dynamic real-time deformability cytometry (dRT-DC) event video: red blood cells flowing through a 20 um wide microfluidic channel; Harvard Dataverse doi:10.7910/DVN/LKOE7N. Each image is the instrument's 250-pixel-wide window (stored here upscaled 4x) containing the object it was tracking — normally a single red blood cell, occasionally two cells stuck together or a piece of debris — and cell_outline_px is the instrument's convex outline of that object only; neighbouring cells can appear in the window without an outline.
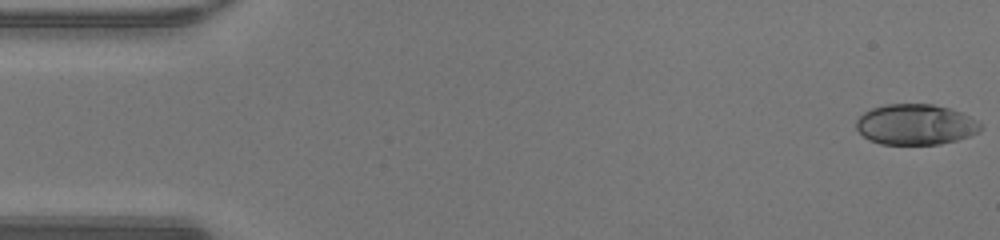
{"species": "human", "species_latin": "Homo sapiens", "temperature_condition": "warm", "stored_images_in_passage": 47, "camera_frame_rate_fps": 3000, "um_per_image_px": 0.085, "donor": {"sex": "male"}, "frame": {"image": 1, "passage_image": 1, "time_ms": 0.0, "image_size_px": [1000, 240], "cell_outline_px": [[984, 128], [980, 132], [956, 140], [940, 144], [880, 144], [868, 140], [856, 128], [856, 120], [864, 112], [872, 108], [884, 104], [932, 104], [948, 108], [960, 112], [984, 124]], "centroid_in_image_um": [77.83, 10.58], "position_along_channel_um": 7.2, "area_um2": 29.54}}
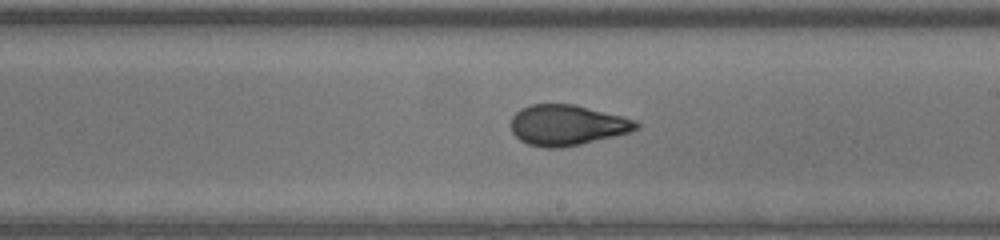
{"frame": {"image": 2, "passage_image": 27, "time_ms": 8.667, "image_size_px": [1000, 240], "cell_outline_px": [[640, 128], [628, 132], [580, 144], [560, 148], [544, 148], [528, 144], [520, 140], [512, 132], [512, 116], [520, 108], [532, 104], [576, 104], [624, 116], [636, 120], [640, 124]], "centroid_in_image_um": [48.21, 10.62], "position_along_channel_um": 240.8, "area_um2": 29.65}}
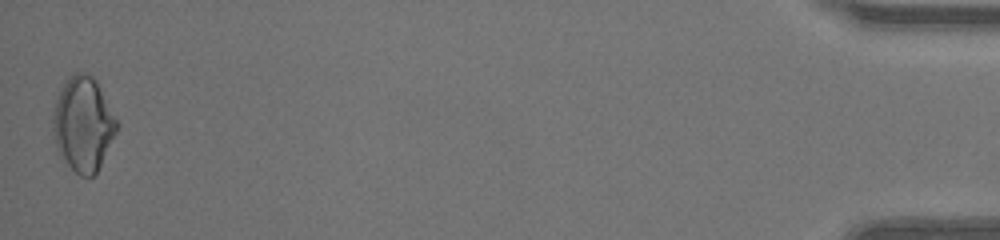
{"frame": {"image": 3, "passage_image": 47, "time_ms": 15.333, "image_size_px": [1000, 240], "cell_outline_px": [[120, 124], [96, 172], [92, 176], [80, 176], [60, 156], [56, 144], [52, 128], [52, 116], [56, 100], [64, 84], [72, 72], [84, 72], [92, 76], [96, 80]], "centroid_in_image_um": [7.07, 10.52], "position_along_channel_um": 428.1, "area_um2": 34.8}}